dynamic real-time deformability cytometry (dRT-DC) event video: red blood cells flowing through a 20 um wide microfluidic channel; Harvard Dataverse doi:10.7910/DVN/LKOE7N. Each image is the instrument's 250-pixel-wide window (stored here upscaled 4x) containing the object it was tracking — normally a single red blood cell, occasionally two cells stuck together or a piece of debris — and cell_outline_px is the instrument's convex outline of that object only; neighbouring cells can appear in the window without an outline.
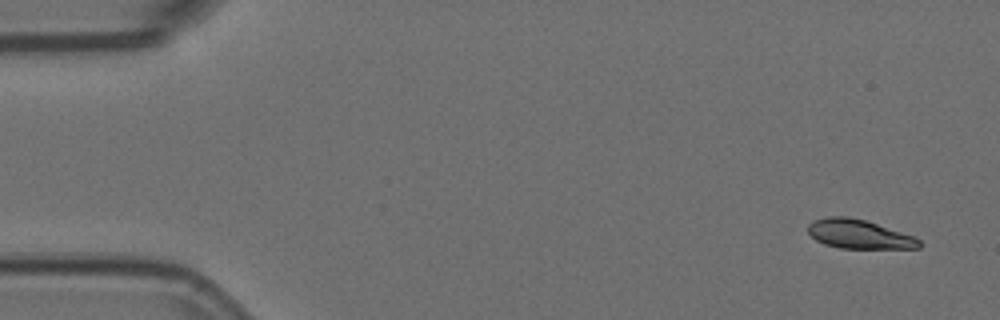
{"species": "Egyptian fruit bat (a non-hibernating species)", "species_latin": "Rousettus aegyptiacus", "temperature_condition": "room temperature", "stored_images_in_passage": 6, "camera_frame_rate_fps": 3000, "um_per_image_px": 0.085, "animal": {"sex": "female"}, "frame": {"image": 1, "passage_image": 1, "time_ms": 0.0, "image_size_px": [1000, 320], "cell_outline_px": [[920, 248], [840, 248], [824, 244], [816, 240], [808, 232], [808, 224], [812, 220], [828, 216], [848, 216], [864, 220], [916, 236], [920, 240]], "centroid_in_image_um": [73.01, 19.89], "position_along_channel_um": 12.0, "area_um2": 18.84}}
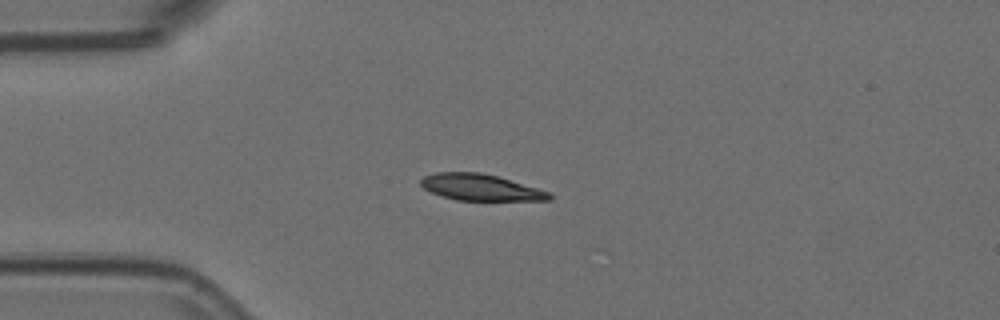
{"frame": {"image": 2, "passage_image": 4, "time_ms": 1.0, "image_size_px": [1000, 320], "cell_outline_px": [[552, 200], [456, 200], [432, 192], [424, 188], [420, 184], [420, 180], [424, 176], [436, 172], [480, 172], [500, 176], [548, 192], [552, 196]], "centroid_in_image_um": [40.83, 15.91], "position_along_channel_um": 44.2, "area_um2": 19.59}}
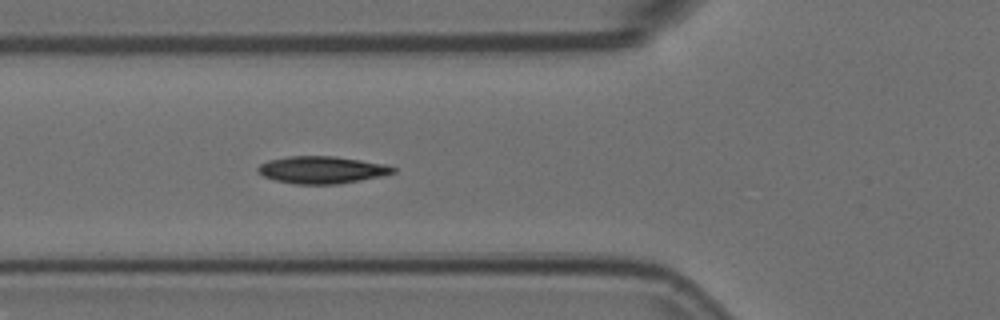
{"frame": {"image": 3, "passage_image": 6, "time_ms": 1.667, "image_size_px": [1000, 320], "cell_outline_px": [[396, 172], [380, 176], [360, 180], [336, 184], [296, 184], [276, 180], [264, 176], [256, 172], [256, 168], [260, 164], [268, 160], [288, 156], [332, 156], [388, 164], [396, 168]], "centroid_in_image_um": [27.34, 14.43], "position_along_channel_um": 98.5, "area_um2": 21.44}}